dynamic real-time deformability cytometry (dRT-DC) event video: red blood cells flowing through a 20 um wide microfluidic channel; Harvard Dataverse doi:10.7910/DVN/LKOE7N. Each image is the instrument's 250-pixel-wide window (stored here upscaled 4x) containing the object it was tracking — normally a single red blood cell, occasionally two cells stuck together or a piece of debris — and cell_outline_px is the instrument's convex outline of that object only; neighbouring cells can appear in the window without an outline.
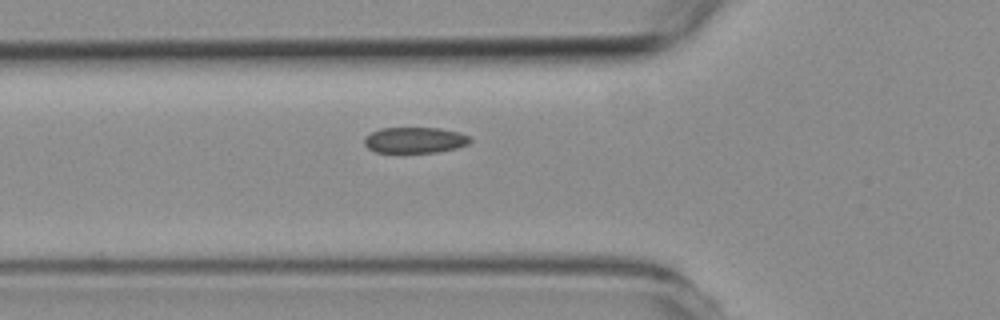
{"species": "common noctule bat (a hibernating species)", "species_latin": "Nyctalus noctula", "temperature_condition": "room temperature", "stored_images_in_passage": 5, "camera_frame_rate_fps": 3000, "um_per_image_px": 0.085, "animal": {"sex": "female", "body_mass_g": 19.3, "forearm_length_mm": 54.1}, "frame": {"image": 1, "passage_image": 5, "time_ms": 6.0, "image_size_px": [1000, 320], "cell_outline_px": [[472, 140], [468, 144], [456, 148], [436, 152], [376, 152], [368, 148], [364, 144], [364, 136], [380, 128], [440, 128], [460, 132], [468, 136]], "centroid_in_image_um": [35.25, 11.9], "position_along_channel_um": 90.5, "area_um2": 15.95}}